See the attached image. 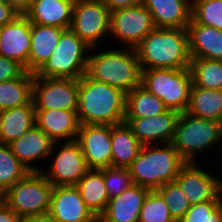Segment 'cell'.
Returning a JSON list of instances; mask_svg holds the SVG:
<instances>
[{"instance_id":"cell-20","label":"cell","mask_w":222,"mask_h":222,"mask_svg":"<svg viewBox=\"0 0 222 222\" xmlns=\"http://www.w3.org/2000/svg\"><path fill=\"white\" fill-rule=\"evenodd\" d=\"M35 124L55 143L76 140L80 128L77 110H36Z\"/></svg>"},{"instance_id":"cell-24","label":"cell","mask_w":222,"mask_h":222,"mask_svg":"<svg viewBox=\"0 0 222 222\" xmlns=\"http://www.w3.org/2000/svg\"><path fill=\"white\" fill-rule=\"evenodd\" d=\"M65 29L31 23L28 72L36 73L48 60Z\"/></svg>"},{"instance_id":"cell-42","label":"cell","mask_w":222,"mask_h":222,"mask_svg":"<svg viewBox=\"0 0 222 222\" xmlns=\"http://www.w3.org/2000/svg\"><path fill=\"white\" fill-rule=\"evenodd\" d=\"M7 2L19 13L25 14L32 6L33 0H7Z\"/></svg>"},{"instance_id":"cell-6","label":"cell","mask_w":222,"mask_h":222,"mask_svg":"<svg viewBox=\"0 0 222 222\" xmlns=\"http://www.w3.org/2000/svg\"><path fill=\"white\" fill-rule=\"evenodd\" d=\"M91 47L71 29H66L54 51L35 73L38 77L79 79L86 74Z\"/></svg>"},{"instance_id":"cell-39","label":"cell","mask_w":222,"mask_h":222,"mask_svg":"<svg viewBox=\"0 0 222 222\" xmlns=\"http://www.w3.org/2000/svg\"><path fill=\"white\" fill-rule=\"evenodd\" d=\"M110 12L118 9L135 7L143 4V0H101Z\"/></svg>"},{"instance_id":"cell-44","label":"cell","mask_w":222,"mask_h":222,"mask_svg":"<svg viewBox=\"0 0 222 222\" xmlns=\"http://www.w3.org/2000/svg\"><path fill=\"white\" fill-rule=\"evenodd\" d=\"M218 182H219V195L222 199V178L221 177H219Z\"/></svg>"},{"instance_id":"cell-17","label":"cell","mask_w":222,"mask_h":222,"mask_svg":"<svg viewBox=\"0 0 222 222\" xmlns=\"http://www.w3.org/2000/svg\"><path fill=\"white\" fill-rule=\"evenodd\" d=\"M31 22L25 14L17 15L0 28V56L17 61L28 71Z\"/></svg>"},{"instance_id":"cell-2","label":"cell","mask_w":222,"mask_h":222,"mask_svg":"<svg viewBox=\"0 0 222 222\" xmlns=\"http://www.w3.org/2000/svg\"><path fill=\"white\" fill-rule=\"evenodd\" d=\"M135 50L142 69L190 68L187 28H156Z\"/></svg>"},{"instance_id":"cell-40","label":"cell","mask_w":222,"mask_h":222,"mask_svg":"<svg viewBox=\"0 0 222 222\" xmlns=\"http://www.w3.org/2000/svg\"><path fill=\"white\" fill-rule=\"evenodd\" d=\"M19 13L8 3L0 2V28L10 23Z\"/></svg>"},{"instance_id":"cell-37","label":"cell","mask_w":222,"mask_h":222,"mask_svg":"<svg viewBox=\"0 0 222 222\" xmlns=\"http://www.w3.org/2000/svg\"><path fill=\"white\" fill-rule=\"evenodd\" d=\"M104 182L109 198L120 195L133 184L130 171L127 168H104Z\"/></svg>"},{"instance_id":"cell-38","label":"cell","mask_w":222,"mask_h":222,"mask_svg":"<svg viewBox=\"0 0 222 222\" xmlns=\"http://www.w3.org/2000/svg\"><path fill=\"white\" fill-rule=\"evenodd\" d=\"M25 71L17 61L0 56V82L20 77Z\"/></svg>"},{"instance_id":"cell-12","label":"cell","mask_w":222,"mask_h":222,"mask_svg":"<svg viewBox=\"0 0 222 222\" xmlns=\"http://www.w3.org/2000/svg\"><path fill=\"white\" fill-rule=\"evenodd\" d=\"M156 25L152 14L141 4L135 7L118 9L110 14V34L120 47L136 48Z\"/></svg>"},{"instance_id":"cell-3","label":"cell","mask_w":222,"mask_h":222,"mask_svg":"<svg viewBox=\"0 0 222 222\" xmlns=\"http://www.w3.org/2000/svg\"><path fill=\"white\" fill-rule=\"evenodd\" d=\"M96 48L99 52H94ZM109 48L90 49L93 52H89L86 75L128 94L141 84L142 68L137 52L128 47Z\"/></svg>"},{"instance_id":"cell-25","label":"cell","mask_w":222,"mask_h":222,"mask_svg":"<svg viewBox=\"0 0 222 222\" xmlns=\"http://www.w3.org/2000/svg\"><path fill=\"white\" fill-rule=\"evenodd\" d=\"M36 110L29 104L0 112V143L9 145L28 132L35 124Z\"/></svg>"},{"instance_id":"cell-33","label":"cell","mask_w":222,"mask_h":222,"mask_svg":"<svg viewBox=\"0 0 222 222\" xmlns=\"http://www.w3.org/2000/svg\"><path fill=\"white\" fill-rule=\"evenodd\" d=\"M192 19L196 23L222 30V0H194Z\"/></svg>"},{"instance_id":"cell-29","label":"cell","mask_w":222,"mask_h":222,"mask_svg":"<svg viewBox=\"0 0 222 222\" xmlns=\"http://www.w3.org/2000/svg\"><path fill=\"white\" fill-rule=\"evenodd\" d=\"M34 73L25 71L20 77L0 82V112L32 101Z\"/></svg>"},{"instance_id":"cell-41","label":"cell","mask_w":222,"mask_h":222,"mask_svg":"<svg viewBox=\"0 0 222 222\" xmlns=\"http://www.w3.org/2000/svg\"><path fill=\"white\" fill-rule=\"evenodd\" d=\"M0 222H22L13 209L0 198Z\"/></svg>"},{"instance_id":"cell-14","label":"cell","mask_w":222,"mask_h":222,"mask_svg":"<svg viewBox=\"0 0 222 222\" xmlns=\"http://www.w3.org/2000/svg\"><path fill=\"white\" fill-rule=\"evenodd\" d=\"M219 177L202 168L198 162L185 163L175 182L181 187L191 204L222 201L219 195Z\"/></svg>"},{"instance_id":"cell-31","label":"cell","mask_w":222,"mask_h":222,"mask_svg":"<svg viewBox=\"0 0 222 222\" xmlns=\"http://www.w3.org/2000/svg\"><path fill=\"white\" fill-rule=\"evenodd\" d=\"M190 71L194 86L222 90V61L192 58Z\"/></svg>"},{"instance_id":"cell-10","label":"cell","mask_w":222,"mask_h":222,"mask_svg":"<svg viewBox=\"0 0 222 222\" xmlns=\"http://www.w3.org/2000/svg\"><path fill=\"white\" fill-rule=\"evenodd\" d=\"M79 79L46 78L34 74L32 101L35 110H77Z\"/></svg>"},{"instance_id":"cell-28","label":"cell","mask_w":222,"mask_h":222,"mask_svg":"<svg viewBox=\"0 0 222 222\" xmlns=\"http://www.w3.org/2000/svg\"><path fill=\"white\" fill-rule=\"evenodd\" d=\"M188 114L222 123V90L194 86L190 90Z\"/></svg>"},{"instance_id":"cell-22","label":"cell","mask_w":222,"mask_h":222,"mask_svg":"<svg viewBox=\"0 0 222 222\" xmlns=\"http://www.w3.org/2000/svg\"><path fill=\"white\" fill-rule=\"evenodd\" d=\"M75 0H33L25 13L33 24L70 29Z\"/></svg>"},{"instance_id":"cell-5","label":"cell","mask_w":222,"mask_h":222,"mask_svg":"<svg viewBox=\"0 0 222 222\" xmlns=\"http://www.w3.org/2000/svg\"><path fill=\"white\" fill-rule=\"evenodd\" d=\"M171 143L186 163H195L197 154L215 145L222 153V123L181 113Z\"/></svg>"},{"instance_id":"cell-8","label":"cell","mask_w":222,"mask_h":222,"mask_svg":"<svg viewBox=\"0 0 222 222\" xmlns=\"http://www.w3.org/2000/svg\"><path fill=\"white\" fill-rule=\"evenodd\" d=\"M53 185L41 171H30L24 178L9 187L0 198L25 218L49 212Z\"/></svg>"},{"instance_id":"cell-26","label":"cell","mask_w":222,"mask_h":222,"mask_svg":"<svg viewBox=\"0 0 222 222\" xmlns=\"http://www.w3.org/2000/svg\"><path fill=\"white\" fill-rule=\"evenodd\" d=\"M112 167L129 168L142 147L126 122L111 125Z\"/></svg>"},{"instance_id":"cell-19","label":"cell","mask_w":222,"mask_h":222,"mask_svg":"<svg viewBox=\"0 0 222 222\" xmlns=\"http://www.w3.org/2000/svg\"><path fill=\"white\" fill-rule=\"evenodd\" d=\"M54 143L45 132L34 125L19 139L11 142L9 146L16 158L29 171H42L41 167L34 166V164L38 160H45L47 157L49 159Z\"/></svg>"},{"instance_id":"cell-16","label":"cell","mask_w":222,"mask_h":222,"mask_svg":"<svg viewBox=\"0 0 222 222\" xmlns=\"http://www.w3.org/2000/svg\"><path fill=\"white\" fill-rule=\"evenodd\" d=\"M180 114L168 109L154 117L125 118V122L142 145L171 143Z\"/></svg>"},{"instance_id":"cell-32","label":"cell","mask_w":222,"mask_h":222,"mask_svg":"<svg viewBox=\"0 0 222 222\" xmlns=\"http://www.w3.org/2000/svg\"><path fill=\"white\" fill-rule=\"evenodd\" d=\"M29 172L13 154L10 146L0 143V195Z\"/></svg>"},{"instance_id":"cell-36","label":"cell","mask_w":222,"mask_h":222,"mask_svg":"<svg viewBox=\"0 0 222 222\" xmlns=\"http://www.w3.org/2000/svg\"><path fill=\"white\" fill-rule=\"evenodd\" d=\"M179 222H222V201L191 204Z\"/></svg>"},{"instance_id":"cell-23","label":"cell","mask_w":222,"mask_h":222,"mask_svg":"<svg viewBox=\"0 0 222 222\" xmlns=\"http://www.w3.org/2000/svg\"><path fill=\"white\" fill-rule=\"evenodd\" d=\"M191 58L222 61V30L196 23L187 26Z\"/></svg>"},{"instance_id":"cell-43","label":"cell","mask_w":222,"mask_h":222,"mask_svg":"<svg viewBox=\"0 0 222 222\" xmlns=\"http://www.w3.org/2000/svg\"><path fill=\"white\" fill-rule=\"evenodd\" d=\"M22 222H57V221L49 212H47L43 214L22 218Z\"/></svg>"},{"instance_id":"cell-27","label":"cell","mask_w":222,"mask_h":222,"mask_svg":"<svg viewBox=\"0 0 222 222\" xmlns=\"http://www.w3.org/2000/svg\"><path fill=\"white\" fill-rule=\"evenodd\" d=\"M76 187L86 206L98 218L105 211L109 201L104 182V168L89 169Z\"/></svg>"},{"instance_id":"cell-9","label":"cell","mask_w":222,"mask_h":222,"mask_svg":"<svg viewBox=\"0 0 222 222\" xmlns=\"http://www.w3.org/2000/svg\"><path fill=\"white\" fill-rule=\"evenodd\" d=\"M111 12L101 0H75L70 29L91 48L110 34Z\"/></svg>"},{"instance_id":"cell-15","label":"cell","mask_w":222,"mask_h":222,"mask_svg":"<svg viewBox=\"0 0 222 222\" xmlns=\"http://www.w3.org/2000/svg\"><path fill=\"white\" fill-rule=\"evenodd\" d=\"M49 213L57 222H98L76 186H53Z\"/></svg>"},{"instance_id":"cell-7","label":"cell","mask_w":222,"mask_h":222,"mask_svg":"<svg viewBox=\"0 0 222 222\" xmlns=\"http://www.w3.org/2000/svg\"><path fill=\"white\" fill-rule=\"evenodd\" d=\"M190 68L142 69L141 85L161 99L168 109L187 111L192 86Z\"/></svg>"},{"instance_id":"cell-13","label":"cell","mask_w":222,"mask_h":222,"mask_svg":"<svg viewBox=\"0 0 222 222\" xmlns=\"http://www.w3.org/2000/svg\"><path fill=\"white\" fill-rule=\"evenodd\" d=\"M76 141L89 169L112 167L111 125H80Z\"/></svg>"},{"instance_id":"cell-21","label":"cell","mask_w":222,"mask_h":222,"mask_svg":"<svg viewBox=\"0 0 222 222\" xmlns=\"http://www.w3.org/2000/svg\"><path fill=\"white\" fill-rule=\"evenodd\" d=\"M156 28H187L192 19L191 0H143Z\"/></svg>"},{"instance_id":"cell-1","label":"cell","mask_w":222,"mask_h":222,"mask_svg":"<svg viewBox=\"0 0 222 222\" xmlns=\"http://www.w3.org/2000/svg\"><path fill=\"white\" fill-rule=\"evenodd\" d=\"M77 114L80 125L125 122L126 93L84 74L79 78Z\"/></svg>"},{"instance_id":"cell-18","label":"cell","mask_w":222,"mask_h":222,"mask_svg":"<svg viewBox=\"0 0 222 222\" xmlns=\"http://www.w3.org/2000/svg\"><path fill=\"white\" fill-rule=\"evenodd\" d=\"M150 190L132 184L120 195L109 198L98 222H139L143 201Z\"/></svg>"},{"instance_id":"cell-30","label":"cell","mask_w":222,"mask_h":222,"mask_svg":"<svg viewBox=\"0 0 222 222\" xmlns=\"http://www.w3.org/2000/svg\"><path fill=\"white\" fill-rule=\"evenodd\" d=\"M167 110L164 102L141 84L126 94L125 118H149Z\"/></svg>"},{"instance_id":"cell-11","label":"cell","mask_w":222,"mask_h":222,"mask_svg":"<svg viewBox=\"0 0 222 222\" xmlns=\"http://www.w3.org/2000/svg\"><path fill=\"white\" fill-rule=\"evenodd\" d=\"M60 144L61 142L54 143L49 156L53 160L49 168L41 173L53 186H76L89 168L76 140L62 142L61 148Z\"/></svg>"},{"instance_id":"cell-4","label":"cell","mask_w":222,"mask_h":222,"mask_svg":"<svg viewBox=\"0 0 222 222\" xmlns=\"http://www.w3.org/2000/svg\"><path fill=\"white\" fill-rule=\"evenodd\" d=\"M142 145L137 158L128 168L133 184L152 190L176 180L186 163L172 143Z\"/></svg>"},{"instance_id":"cell-35","label":"cell","mask_w":222,"mask_h":222,"mask_svg":"<svg viewBox=\"0 0 222 222\" xmlns=\"http://www.w3.org/2000/svg\"><path fill=\"white\" fill-rule=\"evenodd\" d=\"M156 191L163 197L173 219L179 222L191 207V203L181 187L173 181L161 186Z\"/></svg>"},{"instance_id":"cell-34","label":"cell","mask_w":222,"mask_h":222,"mask_svg":"<svg viewBox=\"0 0 222 222\" xmlns=\"http://www.w3.org/2000/svg\"><path fill=\"white\" fill-rule=\"evenodd\" d=\"M139 222H176L170 214L163 197L156 191H149L143 201Z\"/></svg>"}]
</instances>
